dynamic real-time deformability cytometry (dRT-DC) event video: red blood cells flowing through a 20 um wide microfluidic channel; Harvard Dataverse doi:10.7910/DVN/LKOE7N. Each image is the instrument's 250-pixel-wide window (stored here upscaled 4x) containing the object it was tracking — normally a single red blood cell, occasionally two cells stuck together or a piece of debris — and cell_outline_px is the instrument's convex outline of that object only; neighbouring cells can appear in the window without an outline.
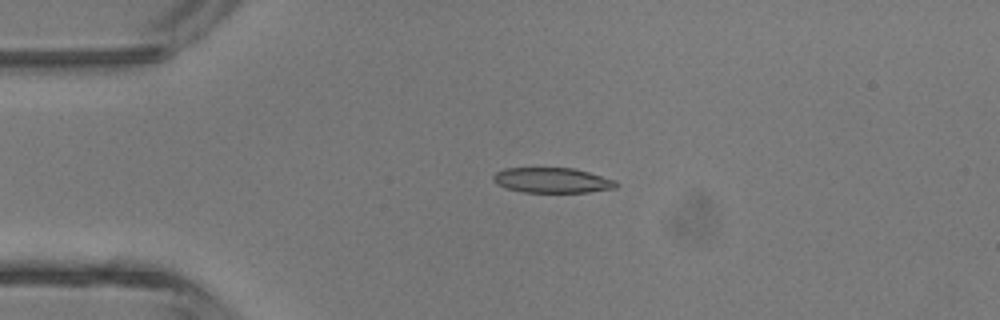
{"species": "common noctule bat (a hibernating species)", "species_latin": "Nyctalus noctula", "temperature_condition": "room temperature", "stored_images_in_passage": 3, "camera_frame_rate_fps": 3000, "um_per_image_px": 0.085, "animal": {"sex": "male", "body_mass_g": 13.3}, "frame": {"image": 1, "passage_image": 2, "time_ms": 1.0, "image_size_px": [1000, 320], "cell_outline_px": [[620, 184], [616, 188], [588, 192], [524, 192], [504, 188], [496, 184], [492, 180], [492, 176], [496, 172], [504, 168], [576, 168], [616, 180]], "centroid_in_image_um": [46.94, 15.32], "position_along_channel_um": 38.1, "area_um2": 18.26}}